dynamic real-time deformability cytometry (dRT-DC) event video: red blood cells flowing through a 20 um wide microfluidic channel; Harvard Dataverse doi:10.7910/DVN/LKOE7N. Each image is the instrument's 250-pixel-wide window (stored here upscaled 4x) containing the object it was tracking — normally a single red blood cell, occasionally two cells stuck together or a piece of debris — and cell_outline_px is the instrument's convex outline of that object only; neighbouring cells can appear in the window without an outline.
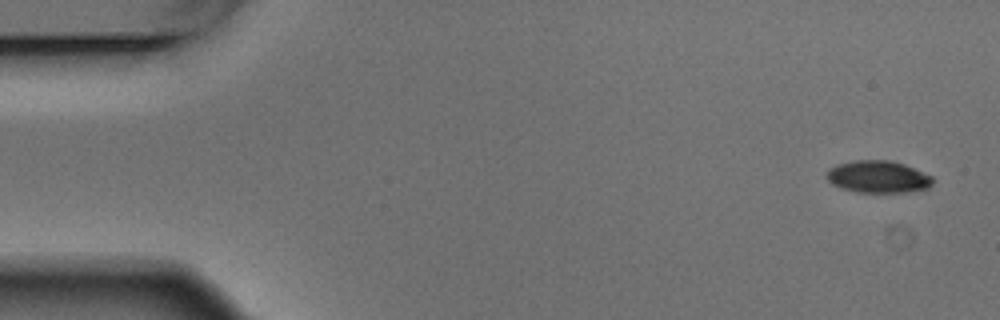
{"species": "Egyptian fruit bat (a non-hibernating species)", "species_latin": "Rousettus aegyptiacus", "temperature_condition": "warm", "stored_images_in_passage": 5, "camera_frame_rate_fps": 3000, "um_per_image_px": 0.085, "animal": {"sex": "male"}, "frame": {"image": 1, "passage_image": 1, "time_ms": 0.0, "image_size_px": [1000, 320], "cell_outline_px": [[932, 184], [928, 188], [908, 192], [856, 192], [840, 188], [832, 184], [824, 176], [824, 172], [828, 168], [836, 164], [856, 160], [888, 160], [904, 164], [932, 176]], "centroid_in_image_um": [74.57, 15.02], "position_along_channel_um": 10.4, "area_um2": 20.06}}
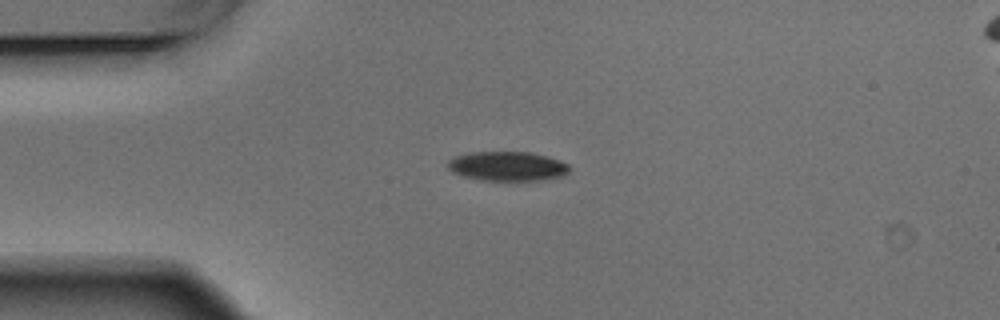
{"frame": {"image": 2, "passage_image": 4, "time_ms": 1.0, "image_size_px": [1000, 320], "cell_outline_px": [[572, 168], [564, 176], [544, 180], [484, 180], [464, 176], [452, 172], [448, 168], [448, 160], [456, 156], [468, 152], [532, 152], [548, 156], [560, 160], [568, 164]], "centroid_in_image_um": [43.18, 14.12], "position_along_channel_um": 41.8, "area_um2": 20.98}}